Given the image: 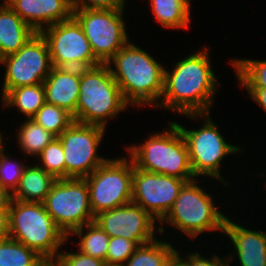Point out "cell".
Returning <instances> with one entry per match:
<instances>
[{"instance_id": "obj_1", "label": "cell", "mask_w": 266, "mask_h": 266, "mask_svg": "<svg viewBox=\"0 0 266 266\" xmlns=\"http://www.w3.org/2000/svg\"><path fill=\"white\" fill-rule=\"evenodd\" d=\"M209 49L205 46L180 58L172 70L165 67L164 90L157 108L178 115L210 113L220 81L210 64Z\"/></svg>"}, {"instance_id": "obj_38", "label": "cell", "mask_w": 266, "mask_h": 266, "mask_svg": "<svg viewBox=\"0 0 266 266\" xmlns=\"http://www.w3.org/2000/svg\"><path fill=\"white\" fill-rule=\"evenodd\" d=\"M12 200V195L0 186V208H9Z\"/></svg>"}, {"instance_id": "obj_23", "label": "cell", "mask_w": 266, "mask_h": 266, "mask_svg": "<svg viewBox=\"0 0 266 266\" xmlns=\"http://www.w3.org/2000/svg\"><path fill=\"white\" fill-rule=\"evenodd\" d=\"M177 249L167 240L158 238L139 245L134 254L122 266H165Z\"/></svg>"}, {"instance_id": "obj_17", "label": "cell", "mask_w": 266, "mask_h": 266, "mask_svg": "<svg viewBox=\"0 0 266 266\" xmlns=\"http://www.w3.org/2000/svg\"><path fill=\"white\" fill-rule=\"evenodd\" d=\"M36 32L73 17L71 0H4Z\"/></svg>"}, {"instance_id": "obj_29", "label": "cell", "mask_w": 266, "mask_h": 266, "mask_svg": "<svg viewBox=\"0 0 266 266\" xmlns=\"http://www.w3.org/2000/svg\"><path fill=\"white\" fill-rule=\"evenodd\" d=\"M35 158L37 165L55 179H65V159L61 141L55 137Z\"/></svg>"}, {"instance_id": "obj_5", "label": "cell", "mask_w": 266, "mask_h": 266, "mask_svg": "<svg viewBox=\"0 0 266 266\" xmlns=\"http://www.w3.org/2000/svg\"><path fill=\"white\" fill-rule=\"evenodd\" d=\"M9 237L36 251L49 264L68 242L43 203L14 199L9 206Z\"/></svg>"}, {"instance_id": "obj_7", "label": "cell", "mask_w": 266, "mask_h": 266, "mask_svg": "<svg viewBox=\"0 0 266 266\" xmlns=\"http://www.w3.org/2000/svg\"><path fill=\"white\" fill-rule=\"evenodd\" d=\"M211 113L207 114H185V118L191 119H202V126L196 129L189 130L185 126L181 125L180 122L174 121L179 130L181 131L189 154V161L192 172L197 179L204 177L214 178L216 181H220L221 184L230 187L228 181L224 179L221 174V164L224 157L229 155H235L244 152L241 146H235L229 143L219 132L218 125L210 118ZM204 119V120H203ZM227 141V142H226Z\"/></svg>"}, {"instance_id": "obj_22", "label": "cell", "mask_w": 266, "mask_h": 266, "mask_svg": "<svg viewBox=\"0 0 266 266\" xmlns=\"http://www.w3.org/2000/svg\"><path fill=\"white\" fill-rule=\"evenodd\" d=\"M4 109L16 108L27 119L46 103L43 83L10 89L1 99Z\"/></svg>"}, {"instance_id": "obj_12", "label": "cell", "mask_w": 266, "mask_h": 266, "mask_svg": "<svg viewBox=\"0 0 266 266\" xmlns=\"http://www.w3.org/2000/svg\"><path fill=\"white\" fill-rule=\"evenodd\" d=\"M47 42L53 67L91 68L102 64L78 21L69 20L48 26L40 31Z\"/></svg>"}, {"instance_id": "obj_32", "label": "cell", "mask_w": 266, "mask_h": 266, "mask_svg": "<svg viewBox=\"0 0 266 266\" xmlns=\"http://www.w3.org/2000/svg\"><path fill=\"white\" fill-rule=\"evenodd\" d=\"M50 265L51 266H107L105 261L99 258L83 254L79 250H75L73 252L60 251L57 258Z\"/></svg>"}, {"instance_id": "obj_37", "label": "cell", "mask_w": 266, "mask_h": 266, "mask_svg": "<svg viewBox=\"0 0 266 266\" xmlns=\"http://www.w3.org/2000/svg\"><path fill=\"white\" fill-rule=\"evenodd\" d=\"M178 249L170 256L165 266H188V261ZM183 255V256H182Z\"/></svg>"}, {"instance_id": "obj_16", "label": "cell", "mask_w": 266, "mask_h": 266, "mask_svg": "<svg viewBox=\"0 0 266 266\" xmlns=\"http://www.w3.org/2000/svg\"><path fill=\"white\" fill-rule=\"evenodd\" d=\"M224 234L233 245L227 256L229 263L237 257L240 266H266V232L246 228L226 217Z\"/></svg>"}, {"instance_id": "obj_33", "label": "cell", "mask_w": 266, "mask_h": 266, "mask_svg": "<svg viewBox=\"0 0 266 266\" xmlns=\"http://www.w3.org/2000/svg\"><path fill=\"white\" fill-rule=\"evenodd\" d=\"M127 0H71L73 9H123Z\"/></svg>"}, {"instance_id": "obj_28", "label": "cell", "mask_w": 266, "mask_h": 266, "mask_svg": "<svg viewBox=\"0 0 266 266\" xmlns=\"http://www.w3.org/2000/svg\"><path fill=\"white\" fill-rule=\"evenodd\" d=\"M31 119L55 137H59L74 122L73 115L67 110L47 103Z\"/></svg>"}, {"instance_id": "obj_13", "label": "cell", "mask_w": 266, "mask_h": 266, "mask_svg": "<svg viewBox=\"0 0 266 266\" xmlns=\"http://www.w3.org/2000/svg\"><path fill=\"white\" fill-rule=\"evenodd\" d=\"M4 65L1 98L19 86L42 84L52 69L48 45L40 32L34 34L16 53L0 60Z\"/></svg>"}, {"instance_id": "obj_15", "label": "cell", "mask_w": 266, "mask_h": 266, "mask_svg": "<svg viewBox=\"0 0 266 266\" xmlns=\"http://www.w3.org/2000/svg\"><path fill=\"white\" fill-rule=\"evenodd\" d=\"M156 221L142 207L132 202L111 210L102 211L94 218V222L110 238L124 237L134 241L138 246L157 238L156 235L160 231Z\"/></svg>"}, {"instance_id": "obj_6", "label": "cell", "mask_w": 266, "mask_h": 266, "mask_svg": "<svg viewBox=\"0 0 266 266\" xmlns=\"http://www.w3.org/2000/svg\"><path fill=\"white\" fill-rule=\"evenodd\" d=\"M76 122L105 129L109 120L130 107L123 99L108 64L81 69Z\"/></svg>"}, {"instance_id": "obj_39", "label": "cell", "mask_w": 266, "mask_h": 266, "mask_svg": "<svg viewBox=\"0 0 266 266\" xmlns=\"http://www.w3.org/2000/svg\"><path fill=\"white\" fill-rule=\"evenodd\" d=\"M4 135H3V132L2 131H0V147L4 144V143H6V141H4V138L5 137H3Z\"/></svg>"}, {"instance_id": "obj_8", "label": "cell", "mask_w": 266, "mask_h": 266, "mask_svg": "<svg viewBox=\"0 0 266 266\" xmlns=\"http://www.w3.org/2000/svg\"><path fill=\"white\" fill-rule=\"evenodd\" d=\"M122 156L108 159L85 178L94 216L132 202L133 160Z\"/></svg>"}, {"instance_id": "obj_14", "label": "cell", "mask_w": 266, "mask_h": 266, "mask_svg": "<svg viewBox=\"0 0 266 266\" xmlns=\"http://www.w3.org/2000/svg\"><path fill=\"white\" fill-rule=\"evenodd\" d=\"M186 182L177 177L141 170L133 163L132 203L142 207L159 223Z\"/></svg>"}, {"instance_id": "obj_19", "label": "cell", "mask_w": 266, "mask_h": 266, "mask_svg": "<svg viewBox=\"0 0 266 266\" xmlns=\"http://www.w3.org/2000/svg\"><path fill=\"white\" fill-rule=\"evenodd\" d=\"M36 33L5 1L0 3V60L18 52Z\"/></svg>"}, {"instance_id": "obj_30", "label": "cell", "mask_w": 266, "mask_h": 266, "mask_svg": "<svg viewBox=\"0 0 266 266\" xmlns=\"http://www.w3.org/2000/svg\"><path fill=\"white\" fill-rule=\"evenodd\" d=\"M4 143L0 147V186L6 189L11 195L18 189L21 177L23 176L24 170L27 167V162H19L13 160L10 157V153H6L7 149Z\"/></svg>"}, {"instance_id": "obj_35", "label": "cell", "mask_w": 266, "mask_h": 266, "mask_svg": "<svg viewBox=\"0 0 266 266\" xmlns=\"http://www.w3.org/2000/svg\"><path fill=\"white\" fill-rule=\"evenodd\" d=\"M250 98L266 112V88H244Z\"/></svg>"}, {"instance_id": "obj_3", "label": "cell", "mask_w": 266, "mask_h": 266, "mask_svg": "<svg viewBox=\"0 0 266 266\" xmlns=\"http://www.w3.org/2000/svg\"><path fill=\"white\" fill-rule=\"evenodd\" d=\"M166 125V130L151 133L142 144L126 146L127 156L141 170L177 177L187 182L196 179L181 131L174 121Z\"/></svg>"}, {"instance_id": "obj_34", "label": "cell", "mask_w": 266, "mask_h": 266, "mask_svg": "<svg viewBox=\"0 0 266 266\" xmlns=\"http://www.w3.org/2000/svg\"><path fill=\"white\" fill-rule=\"evenodd\" d=\"M200 253L196 250V252L184 254V258L188 261V266H231L227 255L223 258L219 257L217 253H212L210 257H206Z\"/></svg>"}, {"instance_id": "obj_18", "label": "cell", "mask_w": 266, "mask_h": 266, "mask_svg": "<svg viewBox=\"0 0 266 266\" xmlns=\"http://www.w3.org/2000/svg\"><path fill=\"white\" fill-rule=\"evenodd\" d=\"M81 69L52 67L43 82L46 103L67 110L76 121Z\"/></svg>"}, {"instance_id": "obj_31", "label": "cell", "mask_w": 266, "mask_h": 266, "mask_svg": "<svg viewBox=\"0 0 266 266\" xmlns=\"http://www.w3.org/2000/svg\"><path fill=\"white\" fill-rule=\"evenodd\" d=\"M138 245L124 237H111L107 248L106 265L122 266L135 252Z\"/></svg>"}, {"instance_id": "obj_2", "label": "cell", "mask_w": 266, "mask_h": 266, "mask_svg": "<svg viewBox=\"0 0 266 266\" xmlns=\"http://www.w3.org/2000/svg\"><path fill=\"white\" fill-rule=\"evenodd\" d=\"M107 64L129 106L156 108L164 90L163 64L130 41Z\"/></svg>"}, {"instance_id": "obj_26", "label": "cell", "mask_w": 266, "mask_h": 266, "mask_svg": "<svg viewBox=\"0 0 266 266\" xmlns=\"http://www.w3.org/2000/svg\"><path fill=\"white\" fill-rule=\"evenodd\" d=\"M70 235H75L79 238L77 250L106 262L110 237L97 223L94 221L87 223L81 228L74 230Z\"/></svg>"}, {"instance_id": "obj_21", "label": "cell", "mask_w": 266, "mask_h": 266, "mask_svg": "<svg viewBox=\"0 0 266 266\" xmlns=\"http://www.w3.org/2000/svg\"><path fill=\"white\" fill-rule=\"evenodd\" d=\"M155 21L164 29L188 30L191 22V5L186 0H150Z\"/></svg>"}, {"instance_id": "obj_36", "label": "cell", "mask_w": 266, "mask_h": 266, "mask_svg": "<svg viewBox=\"0 0 266 266\" xmlns=\"http://www.w3.org/2000/svg\"><path fill=\"white\" fill-rule=\"evenodd\" d=\"M9 237V208H0V240Z\"/></svg>"}, {"instance_id": "obj_9", "label": "cell", "mask_w": 266, "mask_h": 266, "mask_svg": "<svg viewBox=\"0 0 266 266\" xmlns=\"http://www.w3.org/2000/svg\"><path fill=\"white\" fill-rule=\"evenodd\" d=\"M42 203L68 239L74 230L95 218L85 178L56 179Z\"/></svg>"}, {"instance_id": "obj_4", "label": "cell", "mask_w": 266, "mask_h": 266, "mask_svg": "<svg viewBox=\"0 0 266 266\" xmlns=\"http://www.w3.org/2000/svg\"><path fill=\"white\" fill-rule=\"evenodd\" d=\"M199 180L197 178L186 182L181 188L171 209L158 223L161 235L165 233L167 224L193 240L206 232L224 233V223L228 214L225 215L222 209H218L214 196L209 194L208 190L206 192L203 184L199 185Z\"/></svg>"}, {"instance_id": "obj_24", "label": "cell", "mask_w": 266, "mask_h": 266, "mask_svg": "<svg viewBox=\"0 0 266 266\" xmlns=\"http://www.w3.org/2000/svg\"><path fill=\"white\" fill-rule=\"evenodd\" d=\"M36 251L10 237L0 240V266H49Z\"/></svg>"}, {"instance_id": "obj_20", "label": "cell", "mask_w": 266, "mask_h": 266, "mask_svg": "<svg viewBox=\"0 0 266 266\" xmlns=\"http://www.w3.org/2000/svg\"><path fill=\"white\" fill-rule=\"evenodd\" d=\"M27 165L18 189L12 199L25 202H43L56 179L36 163Z\"/></svg>"}, {"instance_id": "obj_25", "label": "cell", "mask_w": 266, "mask_h": 266, "mask_svg": "<svg viewBox=\"0 0 266 266\" xmlns=\"http://www.w3.org/2000/svg\"><path fill=\"white\" fill-rule=\"evenodd\" d=\"M15 138H17L20 152L28 154V157L37 158L55 136L32 119H25L24 123H20Z\"/></svg>"}, {"instance_id": "obj_10", "label": "cell", "mask_w": 266, "mask_h": 266, "mask_svg": "<svg viewBox=\"0 0 266 266\" xmlns=\"http://www.w3.org/2000/svg\"><path fill=\"white\" fill-rule=\"evenodd\" d=\"M125 11V8L73 9V17L81 25L94 56L102 64H107L123 46L132 41L126 29Z\"/></svg>"}, {"instance_id": "obj_27", "label": "cell", "mask_w": 266, "mask_h": 266, "mask_svg": "<svg viewBox=\"0 0 266 266\" xmlns=\"http://www.w3.org/2000/svg\"><path fill=\"white\" fill-rule=\"evenodd\" d=\"M231 60L229 63L235 71L240 88H266V60L246 58Z\"/></svg>"}, {"instance_id": "obj_11", "label": "cell", "mask_w": 266, "mask_h": 266, "mask_svg": "<svg viewBox=\"0 0 266 266\" xmlns=\"http://www.w3.org/2000/svg\"><path fill=\"white\" fill-rule=\"evenodd\" d=\"M107 129L74 121L58 138L65 159V178H86L109 158L99 156Z\"/></svg>"}]
</instances>
